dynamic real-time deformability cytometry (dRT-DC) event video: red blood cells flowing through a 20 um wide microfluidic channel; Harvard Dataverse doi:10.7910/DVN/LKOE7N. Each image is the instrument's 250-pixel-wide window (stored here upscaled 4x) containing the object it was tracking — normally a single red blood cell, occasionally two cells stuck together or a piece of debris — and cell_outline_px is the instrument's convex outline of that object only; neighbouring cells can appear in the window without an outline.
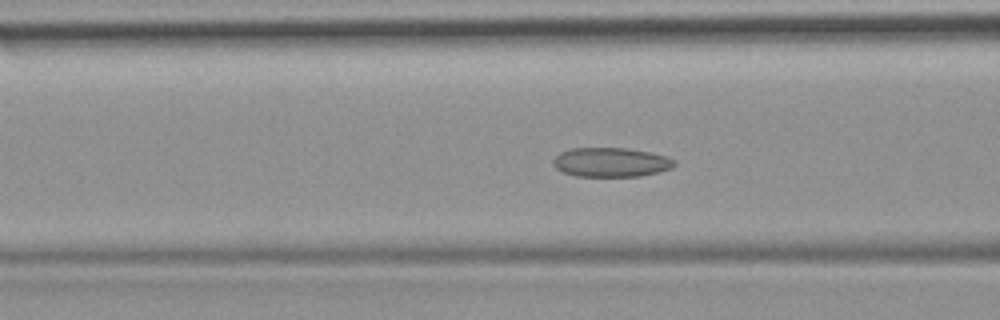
{"species": "common noctule bat (a hibernating species)", "species_latin": "Nyctalus noctula", "temperature_condition": "room temperature", "stored_images_in_passage": 43, "camera_frame_rate_fps": 3000, "um_per_image_px": 0.085, "animal": {"sex": "female", "body_mass_g": 19.9}, "frame": {"image": 1, "passage_image": 13, "time_ms": 4.0, "image_size_px": [1000, 320], "cell_outline_px": [[676, 164], [672, 168], [640, 176], [576, 176], [564, 172], [556, 168], [552, 164], [552, 160], [560, 152], [572, 148], [628, 148], [652, 152], [668, 156], [676, 160]], "centroid_in_image_um": [51.95, 13.78], "position_along_channel_um": 114.6, "area_um2": 20.81}}
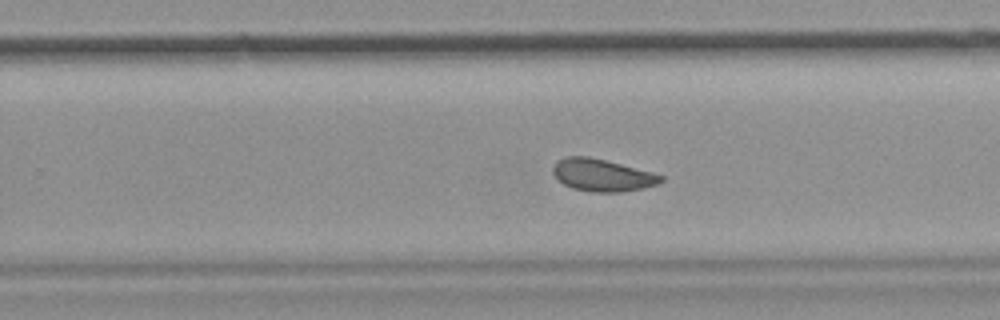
{"frame": {"image": 2, "passage_image": 25, "time_ms": 8.0, "image_size_px": [1000, 320], "cell_outline_px": [[664, 180], [660, 184], [644, 188], [620, 192], [592, 192], [572, 188], [564, 184], [552, 172], [552, 164], [556, 160], [564, 156], [588, 156], [652, 172], [664, 176]], "centroid_in_image_um": [51.18, 14.88], "position_along_channel_um": 278.6, "area_um2": 20.4}}